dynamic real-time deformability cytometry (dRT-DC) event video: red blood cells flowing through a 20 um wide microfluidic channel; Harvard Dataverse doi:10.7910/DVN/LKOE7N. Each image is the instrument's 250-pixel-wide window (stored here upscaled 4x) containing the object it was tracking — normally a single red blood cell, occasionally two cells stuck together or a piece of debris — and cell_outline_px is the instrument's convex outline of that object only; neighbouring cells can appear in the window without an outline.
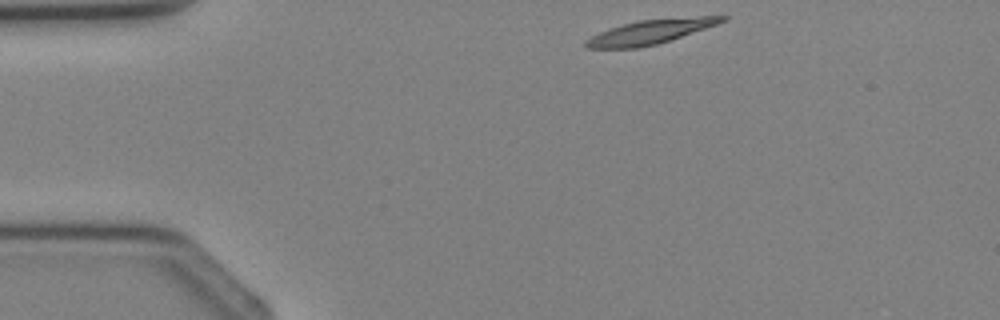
{"species": "Egyptian fruit bat (a non-hibernating species)", "species_latin": "Rousettus aegyptiacus", "temperature_condition": "cold", "stored_images_in_passage": 2, "camera_frame_rate_fps": 3000, "um_per_image_px": 0.085, "animal": {"sex": "female"}, "frame": {"image": 1, "passage_image": 1, "time_ms": 0.0, "image_size_px": [1000, 320], "cell_outline_px": [[728, 20], [656, 44], [636, 48], [584, 48], [584, 40], [608, 28], [640, 20], [700, 16], [728, 16]], "centroid_in_image_um": [55.22, 2.71], "position_along_channel_um": 29.8, "area_um2": 18.84}}